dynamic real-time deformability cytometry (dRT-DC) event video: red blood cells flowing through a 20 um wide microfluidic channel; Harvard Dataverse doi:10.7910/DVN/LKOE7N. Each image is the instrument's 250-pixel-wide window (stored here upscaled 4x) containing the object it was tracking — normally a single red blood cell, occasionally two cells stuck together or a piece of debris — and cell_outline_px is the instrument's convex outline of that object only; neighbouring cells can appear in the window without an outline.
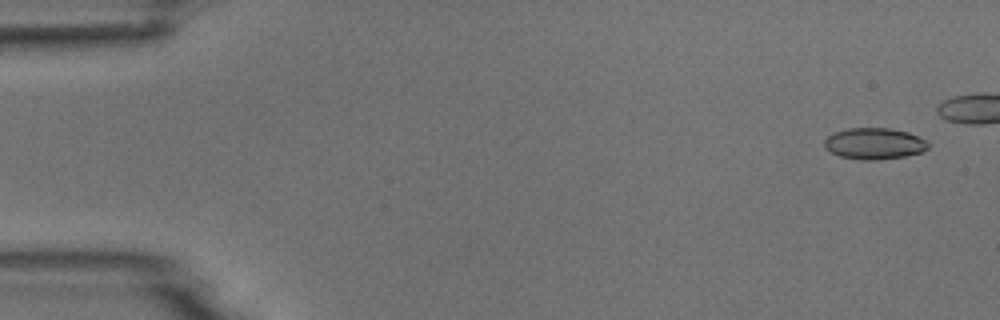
{"species": "common noctule bat (a hibernating species)", "species_latin": "Nyctalus noctula", "temperature_condition": "room temperature", "stored_images_in_passage": 7, "camera_frame_rate_fps": 3000, "um_per_image_px": 0.085, "animal": {"sex": "male", "body_mass_g": 18.8}, "frame": {"image": 1, "passage_image": 1, "time_ms": 0.0, "image_size_px": [1000, 320], "cell_outline_px": [[932, 144], [928, 148], [920, 152], [904, 156], [876, 160], [864, 160], [840, 156], [832, 152], [824, 144], [824, 140], [828, 136], [836, 132], [848, 128], [888, 128], [908, 132], [920, 136], [928, 140]], "centroid_in_image_um": [74.38, 12.19], "position_along_channel_um": 10.6, "area_um2": 18.9}}
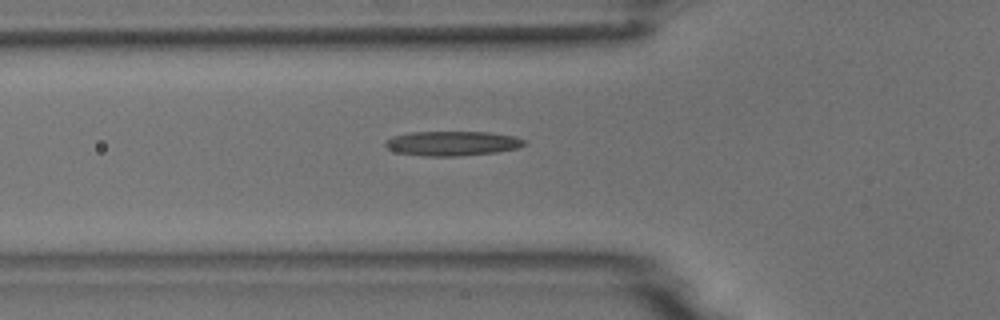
{"frame": {"image": 2, "passage_image": 7, "time_ms": 7.0, "image_size_px": [1000, 320], "cell_outline_px": [[528, 144], [520, 148], [496, 152], [460, 156], [424, 156], [396, 152], [388, 148], [384, 144], [392, 136], [412, 132], [488, 132], [512, 136], [524, 140]], "centroid_in_image_um": [38.47, 12.19], "position_along_channel_um": 87.3, "area_um2": 19.88}}